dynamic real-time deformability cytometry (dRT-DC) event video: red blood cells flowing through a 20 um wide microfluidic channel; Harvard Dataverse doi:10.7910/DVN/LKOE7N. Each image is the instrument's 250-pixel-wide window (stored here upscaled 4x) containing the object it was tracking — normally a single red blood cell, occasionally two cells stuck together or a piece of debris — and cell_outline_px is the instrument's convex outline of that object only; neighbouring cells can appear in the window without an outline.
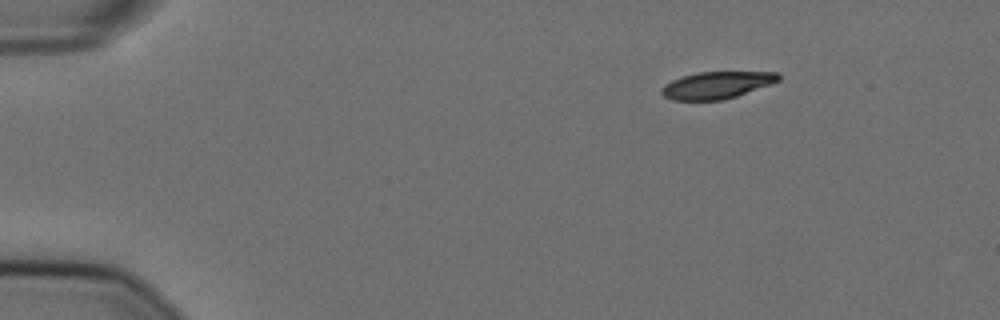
{"species": "Egyptian fruit bat (a non-hibernating species)", "species_latin": "Rousettus aegyptiacus", "temperature_condition": "cold", "stored_images_in_passage": 49, "camera_frame_rate_fps": 3000, "um_per_image_px": 0.085, "animal": {"sex": "female"}, "frame": {"image": 1, "passage_image": 1, "time_ms": 0.0, "image_size_px": [1000, 320], "cell_outline_px": [[780, 80], [736, 96], [724, 100], [672, 100], [664, 96], [660, 92], [660, 88], [664, 84], [672, 80], [696, 72], [780, 72]], "centroid_in_image_um": [60.88, 7.23], "position_along_channel_um": 24.1, "area_um2": 18.32}}
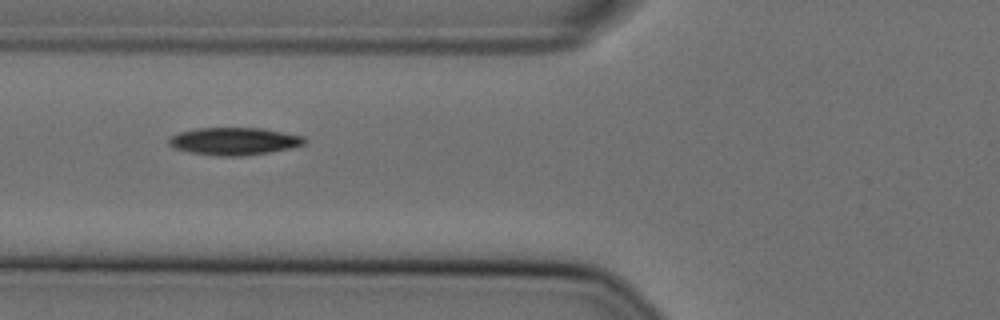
{"frame": {"image": 2, "passage_image": 15, "time_ms": 4.667, "image_size_px": [1000, 320], "cell_outline_px": [[308, 140], [304, 144], [288, 148], [268, 152], [240, 156], [220, 156], [188, 152], [176, 148], [168, 144], [168, 140], [172, 136], [180, 132], [196, 128], [264, 128], [304, 136]], "centroid_in_image_um": [19.91, 11.99], "position_along_channel_um": 105.9, "area_um2": 21.62}}
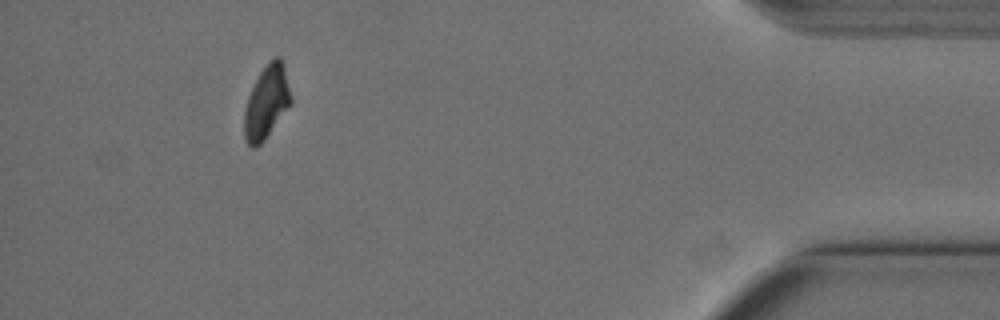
{"frame": {"image": 3, "passage_image": 45, "time_ms": 14.667, "image_size_px": [1000, 320], "cell_outline_px": [[292, 104], [264, 140], [256, 148], [252, 148], [244, 140], [244, 112], [248, 96], [260, 72], [268, 60], [276, 56], [280, 56], [284, 64], [292, 96]], "centroid_in_image_um": [22.68, 8.68], "position_along_channel_um": 412.5, "area_um2": 20.17}, "authors_computed_cell_mechanics": {"area_um2": 21.0392, "velocity_mm_per_s": 3.604, "shape_relaxation_time_tau1_ms": 6.4776, "shape_relaxation_time_tau2_ms": 6.1483, "deformation_change_tau1": 0.1533, "deformation_change_tau2": 0.0865}}